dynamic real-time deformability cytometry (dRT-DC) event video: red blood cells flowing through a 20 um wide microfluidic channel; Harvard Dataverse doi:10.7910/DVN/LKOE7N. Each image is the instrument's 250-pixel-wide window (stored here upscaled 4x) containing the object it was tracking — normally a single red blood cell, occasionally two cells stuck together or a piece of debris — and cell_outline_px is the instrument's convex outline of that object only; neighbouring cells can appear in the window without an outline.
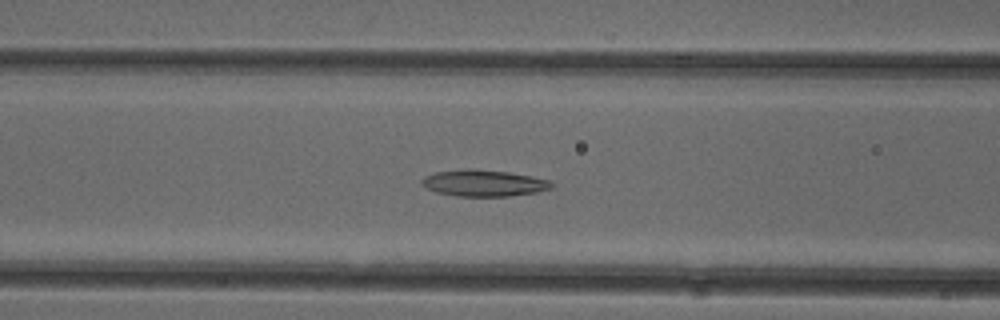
{"species": "common noctule bat (a hibernating species)", "species_latin": "Nyctalus noctula", "temperature_condition": "cold", "stored_images_in_passage": 53, "camera_frame_rate_fps": 3000, "um_per_image_px": 0.085, "animal": {"sex": "female"}, "frame": {"image": 1, "passage_image": 21, "time_ms": 6.667, "image_size_px": [1000, 320], "cell_outline_px": [[556, 184], [552, 188], [536, 192], [512, 196], [456, 196], [436, 192], [424, 188], [420, 184], [420, 180], [424, 176], [436, 172], [468, 168], [508, 172], [532, 176], [548, 180]], "centroid_in_image_um": [41.09, 15.56], "position_along_channel_um": 125.5, "area_um2": 20.23}}
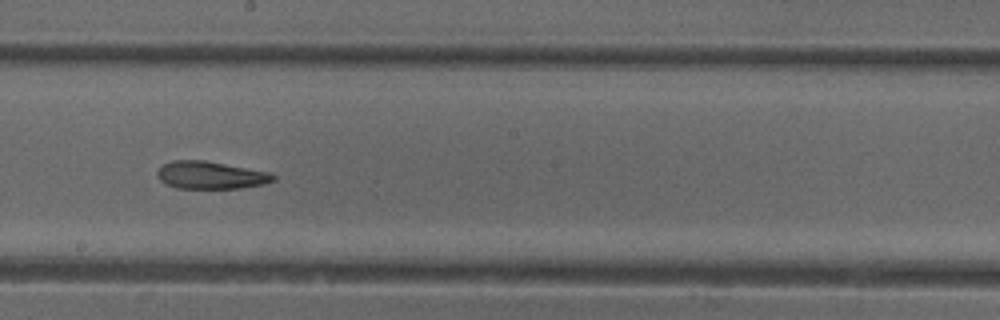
{"frame": {"image": 2, "passage_image": 29, "time_ms": 9.333, "image_size_px": [1000, 320], "cell_outline_px": [[276, 180], [264, 184], [240, 188], [176, 188], [160, 180], [156, 176], [156, 172], [164, 164], [172, 160], [204, 160], [268, 172], [276, 176]], "centroid_in_image_um": [17.9, 14.89], "position_along_channel_um": 230.3, "area_um2": 18.5}}
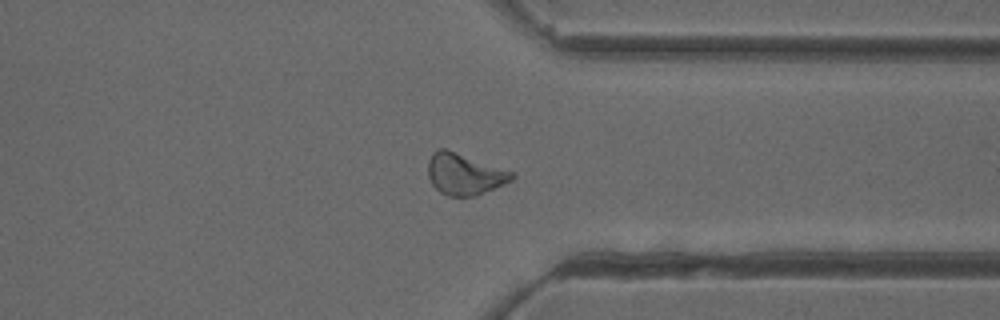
{"frame": {"image": 3, "passage_image": 40, "time_ms": 13.0, "image_size_px": [1000, 320], "cell_outline_px": [[516, 176], [512, 180], [504, 184], [476, 196], [448, 196], [440, 192], [432, 184], [428, 176], [428, 160], [432, 152], [440, 148], [444, 148], [516, 172]], "centroid_in_image_um": [39.5, 14.8], "position_along_channel_um": 371.9, "area_um2": 20.35}, "authors_computed_cell_mechanics": {"area_um2": 20.3456, "velocity_mm_per_s": 3.9364, "shape_relaxation_time_tau1_ms": null, "shape_relaxation_time_tau2_ms": 5.9565, "deformation_change_tau1": null, "deformation_change_tau2": 0.1591}}